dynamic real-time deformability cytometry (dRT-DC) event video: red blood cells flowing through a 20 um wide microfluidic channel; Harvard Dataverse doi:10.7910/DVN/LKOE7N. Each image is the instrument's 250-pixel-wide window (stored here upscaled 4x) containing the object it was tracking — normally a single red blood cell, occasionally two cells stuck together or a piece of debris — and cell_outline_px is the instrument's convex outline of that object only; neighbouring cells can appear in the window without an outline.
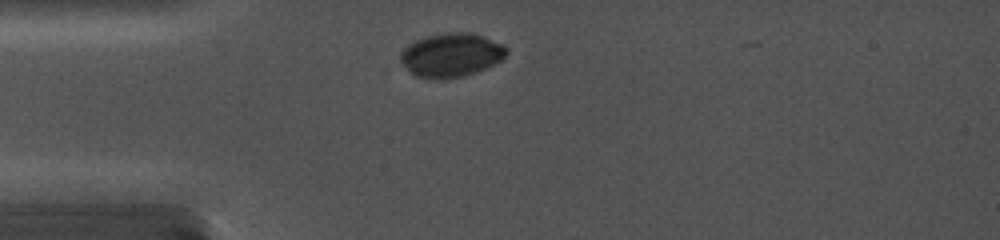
{"species": "common noctule bat (a hibernating species)", "species_latin": "Nyctalus noctula", "temperature_condition": "cold", "stored_images_in_passage": 3, "camera_frame_rate_fps": 5000, "um_per_image_px": 0.085, "animal": {"sex": "female", "body_mass_g": 19.0, "forearm_length_mm": 56.7}, "frame": {"image": 1, "passage_image": 2, "time_ms": 0.2, "image_size_px": [1000, 240], "cell_outline_px": [[508, 52], [500, 60], [492, 64], [472, 72], [460, 76], [420, 76], [412, 72], [400, 60], [400, 52], [408, 44], [424, 36], [448, 32], [468, 32], [484, 36], [508, 48]], "centroid_in_image_um": [38.35, 4.6], "position_along_channel_um": 46.7, "area_um2": 25.89}}